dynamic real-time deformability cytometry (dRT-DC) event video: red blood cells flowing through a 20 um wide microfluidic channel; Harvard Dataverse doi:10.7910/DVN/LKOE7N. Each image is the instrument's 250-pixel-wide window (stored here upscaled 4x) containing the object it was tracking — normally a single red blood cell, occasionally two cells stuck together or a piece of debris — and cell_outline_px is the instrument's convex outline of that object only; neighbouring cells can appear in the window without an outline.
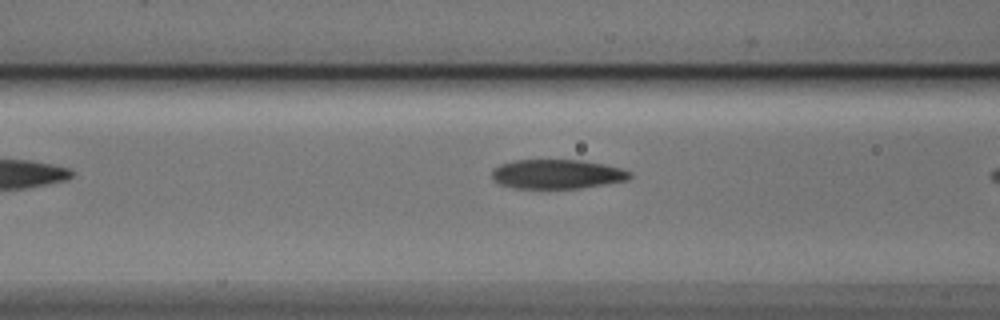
{"species": "Egyptian fruit bat (a non-hibernating species)", "species_latin": "Rousettus aegyptiacus", "temperature_condition": "cold", "stored_images_in_passage": 6, "camera_frame_rate_fps": 3000, "um_per_image_px": 0.085, "animal": {"sex": "male"}, "frame": {"image": 1, "passage_image": 5, "time_ms": 1.333, "image_size_px": [1000, 320], "cell_outline_px": [[632, 176], [628, 180], [580, 188], [512, 188], [500, 184], [492, 180], [492, 168], [500, 164], [516, 160], [584, 160], [604, 164], [620, 168], [632, 172]], "centroid_in_image_um": [47.34, 14.79], "position_along_channel_um": 119.3, "area_um2": 23.7}}